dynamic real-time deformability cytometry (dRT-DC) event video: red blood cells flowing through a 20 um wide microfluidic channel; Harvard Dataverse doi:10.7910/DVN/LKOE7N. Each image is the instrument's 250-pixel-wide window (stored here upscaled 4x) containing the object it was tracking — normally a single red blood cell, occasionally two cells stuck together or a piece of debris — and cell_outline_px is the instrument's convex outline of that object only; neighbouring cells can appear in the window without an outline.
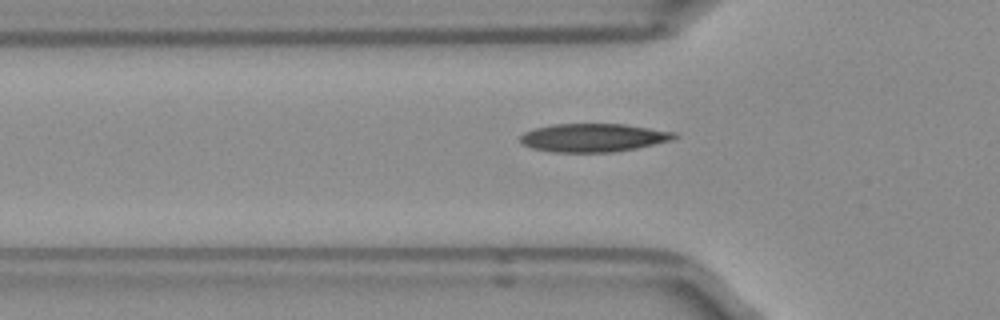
{"species": "Egyptian fruit bat (a non-hibernating species)", "species_latin": "Rousettus aegyptiacus", "temperature_condition": "room temperature", "stored_images_in_passage": 37, "camera_frame_rate_fps": 3000, "um_per_image_px": 0.085, "frame": {"image": 1, "passage_image": 7, "time_ms": 2.0, "image_size_px": [1000, 320], "cell_outline_px": [[680, 136], [672, 140], [636, 148], [612, 152], [552, 152], [532, 148], [520, 144], [520, 136], [524, 132], [536, 128], [552, 124], [624, 124], [676, 132]], "centroid_in_image_um": [50.43, 11.7], "position_along_channel_um": 75.4, "area_um2": 25.49}}
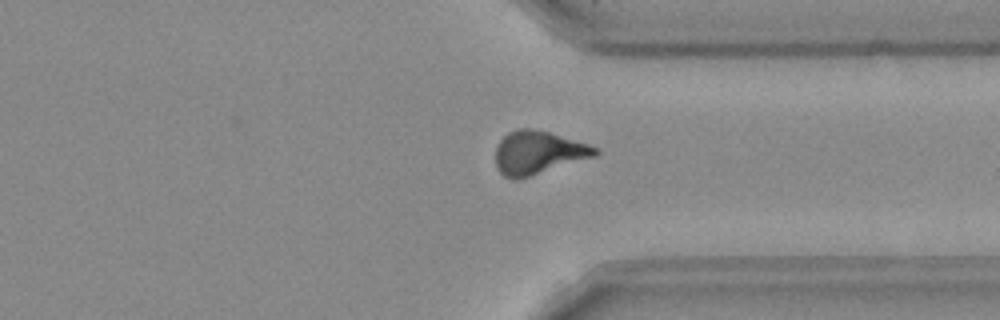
{"frame": {"image": 2, "passage_image": 29, "time_ms": 9.333, "image_size_px": [1000, 320], "cell_outline_px": [[600, 152], [596, 156], [520, 180], [512, 180], [504, 176], [496, 168], [496, 148], [500, 140], [508, 132], [520, 128], [532, 128], [548, 132], [588, 144], [600, 148]], "centroid_in_image_um": [45.74, 13.0], "position_along_channel_um": 365.7, "area_um2": 25.37}}
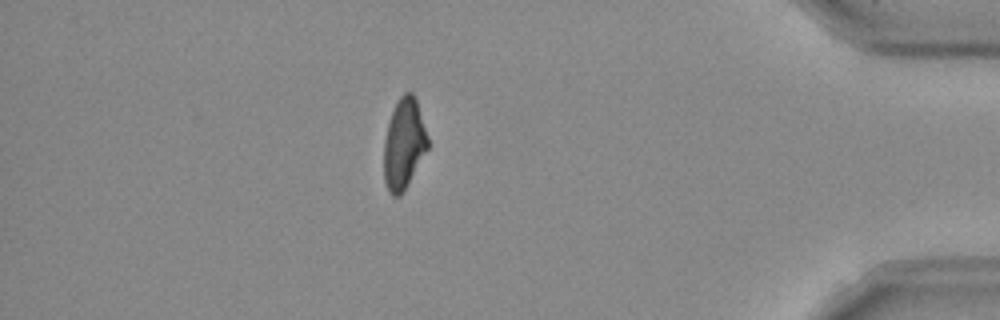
{"frame": {"image": 3, "passage_image": 35, "time_ms": 11.333, "image_size_px": [1000, 320], "cell_outline_px": [[428, 148], [400, 196], [392, 196], [388, 192], [384, 180], [384, 140], [388, 124], [392, 112], [400, 96], [404, 92], [412, 92], [416, 100], [428, 136]], "centroid_in_image_um": [34.32, 12.23], "position_along_channel_um": 400.9, "area_um2": 22.83}, "authors_computed_cell_mechanics": {"area_um2": 24.3338, "velocity_mm_per_s": 3.9593, "shape_relaxation_time_tau1_ms": 4.1793, "shape_relaxation_time_tau2_ms": 3.6631, "deformation_change_tau1": 0.1587, "deformation_change_tau2": 0.1037}}